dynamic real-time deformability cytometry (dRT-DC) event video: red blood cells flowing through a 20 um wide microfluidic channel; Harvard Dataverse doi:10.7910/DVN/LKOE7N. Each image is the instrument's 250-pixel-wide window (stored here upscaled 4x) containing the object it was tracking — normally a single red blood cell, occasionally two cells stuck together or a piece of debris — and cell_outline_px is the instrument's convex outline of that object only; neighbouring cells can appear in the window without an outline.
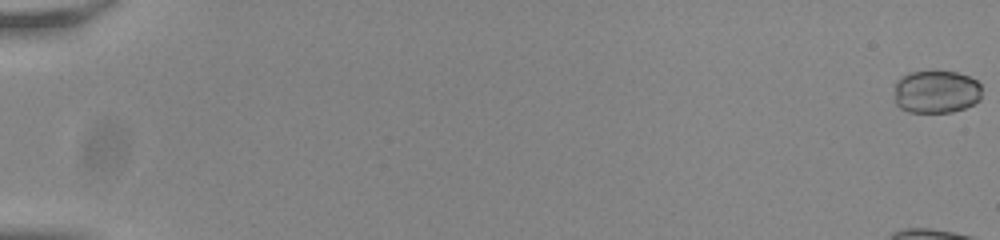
{"species": "common noctule bat (a hibernating species)", "species_latin": "Nyctalus noctula", "temperature_condition": "room temperature", "stored_images_in_passage": 21, "camera_frame_rate_fps": 3000, "um_per_image_px": 0.085, "animal": {"sex": "male", "body_mass_g": 20.0, "forearm_length_mm": 53.3}, "frame": {"image": 1, "passage_image": 1, "time_ms": 0.0, "image_size_px": [1000, 240], "cell_outline_px": [[980, 100], [964, 108], [952, 112], [908, 112], [900, 108], [896, 104], [896, 80], [908, 72], [932, 68], [956, 72], [968, 76], [976, 80], [980, 84]], "centroid_in_image_um": [79.56, 7.75], "position_along_channel_um": 5.4, "area_um2": 22.43}}